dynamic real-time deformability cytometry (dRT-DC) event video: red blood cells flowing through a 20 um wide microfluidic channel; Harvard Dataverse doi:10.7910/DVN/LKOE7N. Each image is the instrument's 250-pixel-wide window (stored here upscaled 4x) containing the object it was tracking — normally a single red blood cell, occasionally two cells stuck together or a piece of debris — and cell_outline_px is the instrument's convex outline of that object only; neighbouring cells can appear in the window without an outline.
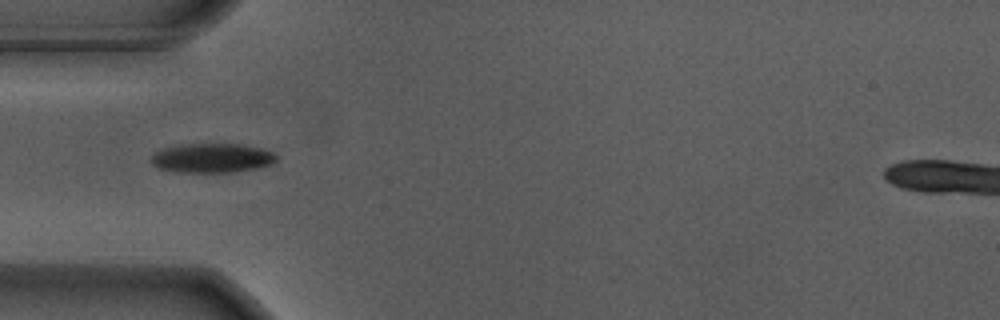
{"species": "Egyptian fruit bat (a non-hibernating species)", "species_latin": "Rousettus aegyptiacus", "temperature_condition": "warm", "stored_images_in_passage": 10, "camera_frame_rate_fps": 3000, "um_per_image_px": 0.085, "animal": {"sex": "male"}, "frame": {"image": 1, "passage_image": 1, "time_ms": 0.0, "image_size_px": [1000, 320], "cell_outline_px": [[276, 160], [272, 164], [256, 168], [236, 172], [176, 172], [160, 168], [152, 164], [152, 156], [156, 152], [164, 148], [188, 144], [236, 144], [264, 148], [272, 152], [276, 156]], "centroid_in_image_um": [18.06, 13.44], "position_along_channel_um": 66.9, "area_um2": 21.21}}
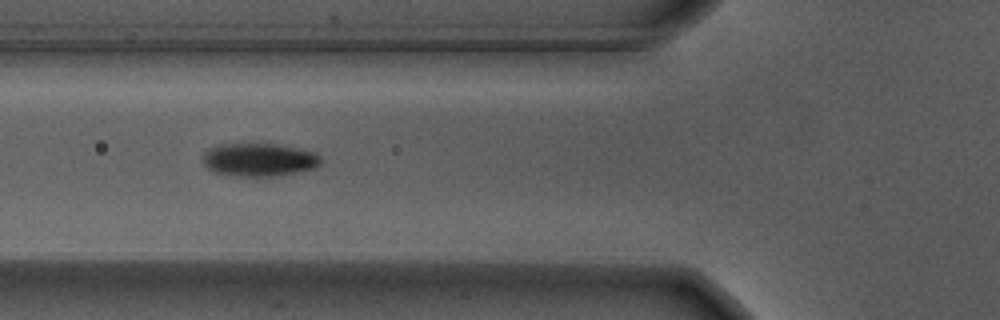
{"frame": {"image": 2, "passage_image": 4, "time_ms": 1.0, "image_size_px": [1000, 320], "cell_outline_px": [[320, 164], [316, 168], [280, 176], [236, 176], [212, 172], [204, 164], [204, 152], [208, 148], [220, 144], [280, 144], [316, 152], [320, 156]], "centroid_in_image_um": [22.04, 13.58], "position_along_channel_um": 103.8, "area_um2": 23.0}}
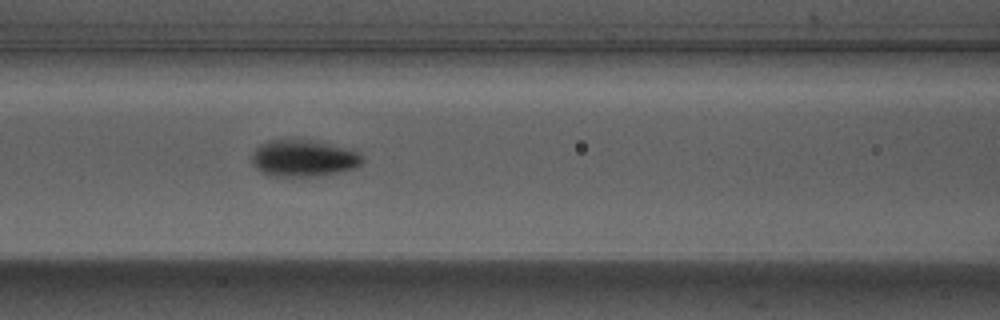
{"frame": {"image": 3, "passage_image": 7, "time_ms": 2.0, "image_size_px": [1000, 320], "cell_outline_px": [[364, 160], [360, 164], [352, 168], [336, 172], [312, 176], [268, 176], [260, 172], [252, 164], [252, 152], [260, 144], [268, 140], [284, 136], [296, 136], [352, 148], [360, 152]], "centroid_in_image_um": [25.75, 13.37], "position_along_channel_um": 140.8, "area_um2": 24.68}}